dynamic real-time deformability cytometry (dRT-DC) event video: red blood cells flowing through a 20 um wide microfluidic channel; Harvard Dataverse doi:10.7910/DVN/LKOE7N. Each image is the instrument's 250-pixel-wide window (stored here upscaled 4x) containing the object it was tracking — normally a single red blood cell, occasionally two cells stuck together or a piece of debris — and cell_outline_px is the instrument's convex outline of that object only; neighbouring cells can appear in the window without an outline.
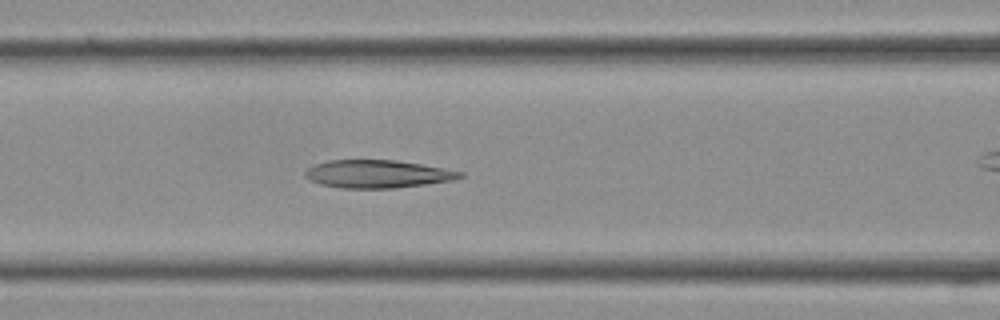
{"species": "Egyptian fruit bat (a non-hibernating species)", "species_latin": "Rousettus aegyptiacus", "temperature_condition": "cold", "stored_images_in_passage": 38, "camera_frame_rate_fps": 3000, "um_per_image_px": 0.085, "frame": {"image": 1, "passage_image": 15, "time_ms": 4.667, "image_size_px": [1000, 320], "cell_outline_px": [[464, 176], [456, 180], [392, 188], [340, 188], [320, 184], [308, 180], [304, 176], [304, 172], [308, 168], [316, 164], [328, 160], [396, 160], [420, 164], [464, 172]], "centroid_in_image_um": [32.07, 14.79], "position_along_channel_um": 134.5, "area_um2": 25.14}}
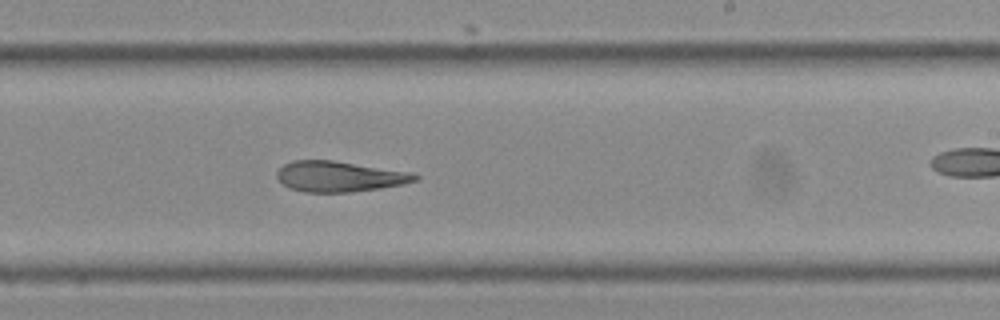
{"frame": {"image": 2, "passage_image": 22, "time_ms": 7.0, "image_size_px": [1000, 320], "cell_outline_px": [[420, 176], [416, 180], [404, 184], [380, 188], [352, 192], [304, 192], [292, 188], [284, 184], [276, 176], [276, 172], [284, 164], [292, 160], [332, 160], [416, 172]], "centroid_in_image_um": [28.9, 14.99], "position_along_channel_um": 260.1, "area_um2": 24.74}}
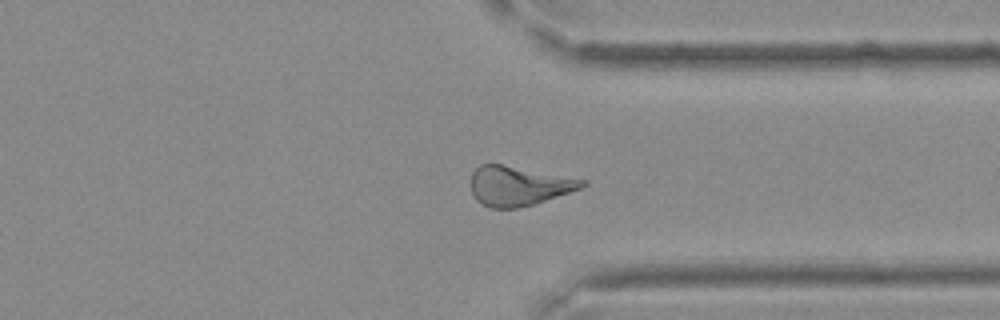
{"frame": {"image": 3, "passage_image": 28, "time_ms": 9.0, "image_size_px": [1000, 320], "cell_outline_px": [[588, 184], [580, 188], [532, 204], [516, 208], [492, 208], [480, 204], [472, 196], [472, 172], [480, 164], [500, 164], [588, 180]], "centroid_in_image_um": [44.05, 15.8], "position_along_channel_um": 367.4, "area_um2": 25.26}}